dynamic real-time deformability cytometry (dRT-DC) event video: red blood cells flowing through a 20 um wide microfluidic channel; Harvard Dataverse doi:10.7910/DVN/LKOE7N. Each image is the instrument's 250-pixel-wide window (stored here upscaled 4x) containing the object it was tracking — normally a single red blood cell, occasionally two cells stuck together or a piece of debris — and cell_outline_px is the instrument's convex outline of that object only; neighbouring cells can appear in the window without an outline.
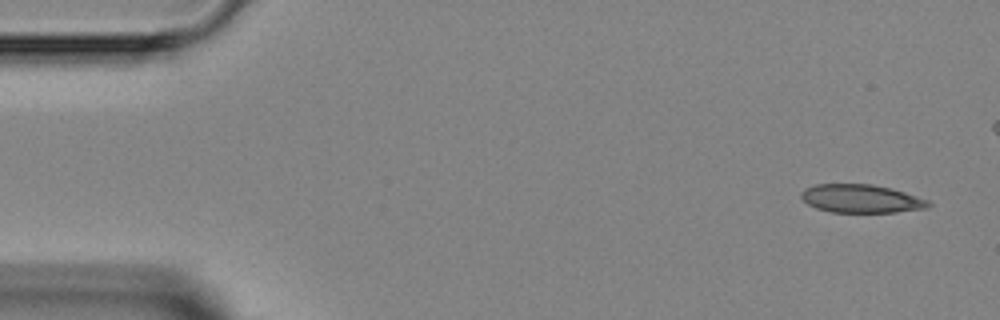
{"species": "Egyptian fruit bat (a non-hibernating species)", "species_latin": "Rousettus aegyptiacus", "temperature_condition": "room temperature", "stored_images_in_passage": 4, "camera_frame_rate_fps": 3000, "um_per_image_px": 0.085, "animal": {"sex": "female"}, "frame": {"image": 1, "passage_image": 1, "time_ms": 0.0, "image_size_px": [1000, 320], "cell_outline_px": [[932, 204], [928, 208], [896, 212], [832, 212], [816, 208], [808, 204], [800, 196], [800, 192], [804, 188], [816, 184], [872, 184], [892, 188], [928, 200]], "centroid_in_image_um": [73.19, 16.88], "position_along_channel_um": 11.8, "area_um2": 21.04}}